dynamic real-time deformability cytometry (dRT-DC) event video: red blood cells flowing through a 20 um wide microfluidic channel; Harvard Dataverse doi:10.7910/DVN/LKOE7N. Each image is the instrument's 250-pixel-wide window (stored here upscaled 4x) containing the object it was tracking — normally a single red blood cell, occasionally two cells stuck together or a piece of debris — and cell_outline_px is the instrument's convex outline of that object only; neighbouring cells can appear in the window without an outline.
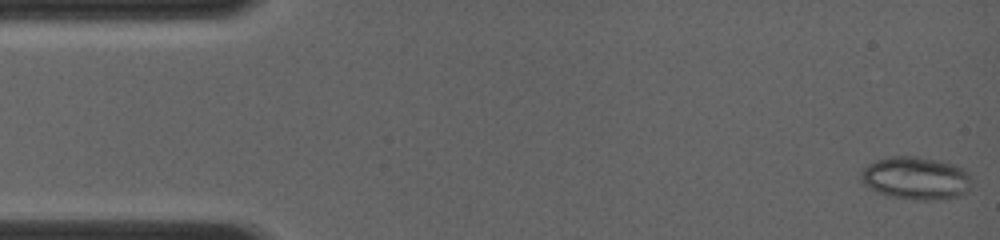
{"species": "common noctule bat (a hibernating species)", "species_latin": "Nyctalus noctula", "temperature_condition": "room temperature", "stored_images_in_passage": 43, "camera_frame_rate_fps": 4000, "um_per_image_px": 0.085, "animal": {"sex": "female", "body_mass_g": 19.0, "forearm_length_mm": 56.7}, "frame": {"image": 1, "passage_image": 1, "time_ms": 0.0, "image_size_px": [1000, 240], "cell_outline_px": [[972, 176], [968, 188], [960, 196], [944, 200], [916, 200], [888, 196], [864, 184], [860, 180], [860, 172], [868, 164], [876, 160], [892, 156], [916, 156], [940, 160], [964, 168]], "centroid_in_image_um": [77.87, 15.14], "position_along_channel_um": 7.1, "area_um2": 27.8}}
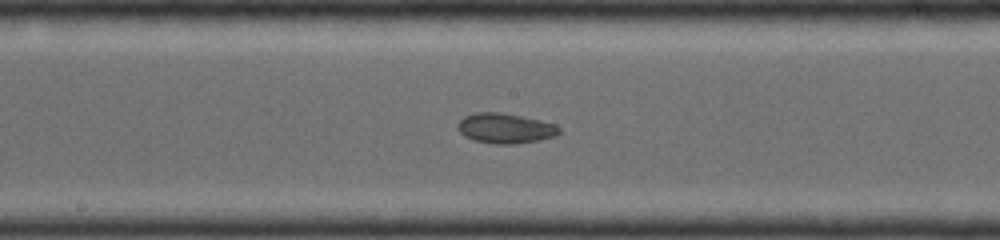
{"frame": {"image": 2, "passage_image": 23, "time_ms": 7.25, "image_size_px": [1000, 240], "cell_outline_px": [[560, 132], [556, 136], [540, 140], [512, 144], [496, 144], [476, 140], [464, 136], [456, 128], [456, 124], [464, 116], [476, 112], [500, 112], [520, 116], [556, 124], [560, 128]], "centroid_in_image_um": [42.93, 10.9], "position_along_channel_um": 205.3, "area_um2": 17.74}}
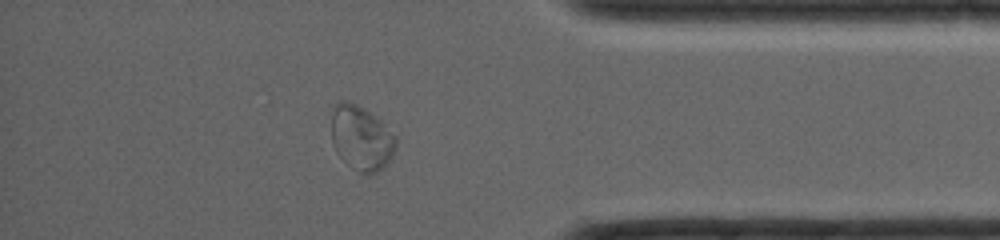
{"frame": {"image": 3, "passage_image": 37, "time_ms": 12.0, "image_size_px": [1000, 240], "cell_outline_px": [[396, 148], [392, 156], [376, 172], [368, 176], [364, 176], [344, 160], [336, 152], [332, 144], [332, 108], [340, 100], [348, 100], [364, 108], [380, 120], [396, 136]], "centroid_in_image_um": [30.69, 11.72], "position_along_channel_um": 404.5, "area_um2": 24.28}}